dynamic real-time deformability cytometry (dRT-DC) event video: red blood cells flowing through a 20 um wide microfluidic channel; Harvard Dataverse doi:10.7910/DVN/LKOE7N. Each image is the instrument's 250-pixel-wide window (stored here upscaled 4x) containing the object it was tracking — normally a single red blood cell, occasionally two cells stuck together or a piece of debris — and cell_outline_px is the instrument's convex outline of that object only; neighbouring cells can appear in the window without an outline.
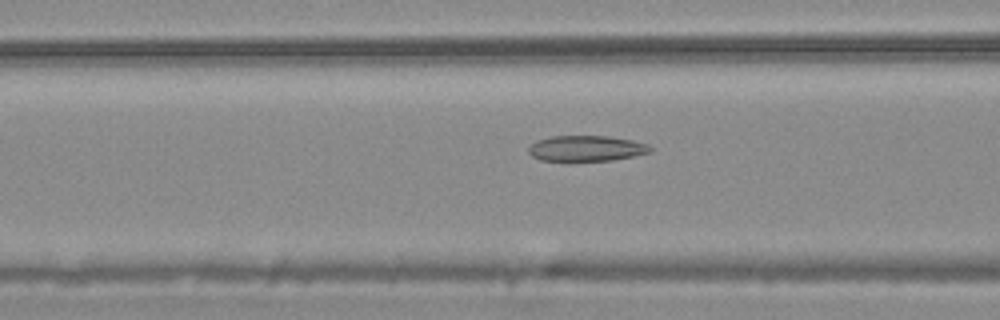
{"species": "common noctule bat (a hibernating species)", "species_latin": "Nyctalus noctula", "temperature_condition": "warm", "stored_images_in_passage": 55, "camera_frame_rate_fps": 3000, "um_per_image_px": 0.085, "animal": {"sex": "male", "body_mass_g": 20.4}, "frame": {"image": 1, "passage_image": 22, "time_ms": 7.0, "image_size_px": [1000, 320], "cell_outline_px": [[652, 152], [612, 160], [568, 164], [540, 160], [532, 156], [528, 152], [528, 148], [536, 140], [552, 136], [608, 136], [632, 140], [648, 144], [652, 148]], "centroid_in_image_um": [49.78, 12.66], "position_along_channel_um": 116.8, "area_um2": 19.07}}
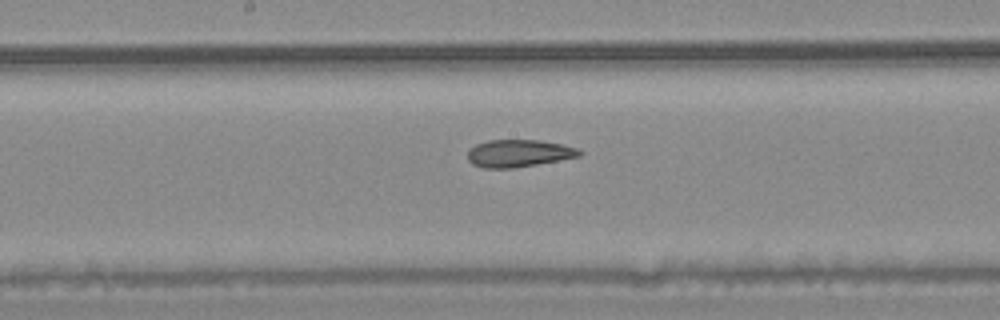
{"frame": {"image": 2, "passage_image": 29, "time_ms": 9.333, "image_size_px": [1000, 320], "cell_outline_px": [[584, 152], [580, 156], [560, 160], [512, 168], [484, 168], [472, 164], [468, 160], [468, 152], [476, 144], [488, 140], [540, 140], [560, 144], [576, 148]], "centroid_in_image_um": [44.09, 13.03], "position_along_channel_um": 204.1, "area_um2": 17.69}}
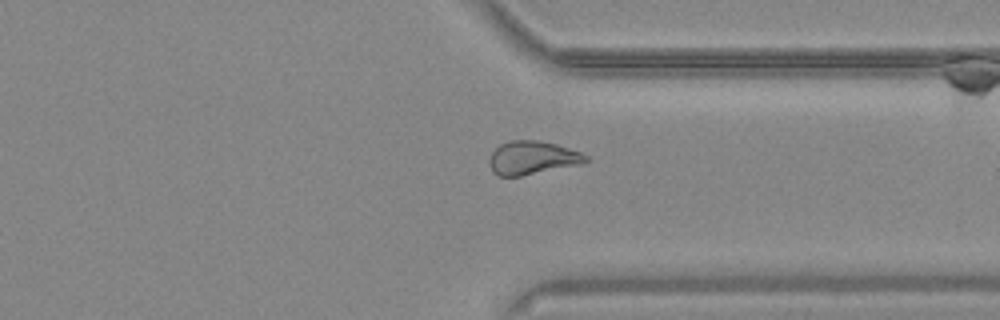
{"frame": {"image": 3, "passage_image": 42, "time_ms": 13.667, "image_size_px": [1000, 320], "cell_outline_px": [[592, 160], [584, 164], [520, 176], [496, 176], [492, 172], [488, 160], [492, 152], [500, 144], [508, 140], [536, 140], [556, 144], [580, 152], [588, 156]], "centroid_in_image_um": [45.26, 13.42], "position_along_channel_um": 366.1, "area_um2": 19.07}, "authors_computed_cell_mechanics": {"area_um2": 20.519, "velocity_mm_per_s": 3.7376, "shape_relaxation_time_tau1_ms": null, "shape_relaxation_time_tau2_ms": 2.2871, "deformation_change_tau1": null, "deformation_change_tau2": 0.088}}